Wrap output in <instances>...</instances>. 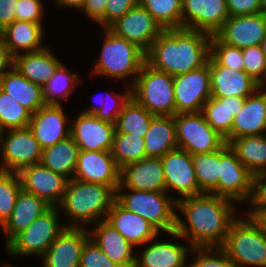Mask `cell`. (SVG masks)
<instances>
[{
  "mask_svg": "<svg viewBox=\"0 0 266 267\" xmlns=\"http://www.w3.org/2000/svg\"><path fill=\"white\" fill-rule=\"evenodd\" d=\"M31 113L0 88V124L3 130L29 126Z\"/></svg>",
  "mask_w": 266,
  "mask_h": 267,
  "instance_id": "41",
  "label": "cell"
},
{
  "mask_svg": "<svg viewBox=\"0 0 266 267\" xmlns=\"http://www.w3.org/2000/svg\"><path fill=\"white\" fill-rule=\"evenodd\" d=\"M125 188L167 193L161 158L145 157L120 168V184L116 191Z\"/></svg>",
  "mask_w": 266,
  "mask_h": 267,
  "instance_id": "18",
  "label": "cell"
},
{
  "mask_svg": "<svg viewBox=\"0 0 266 267\" xmlns=\"http://www.w3.org/2000/svg\"><path fill=\"white\" fill-rule=\"evenodd\" d=\"M233 200L211 193L178 198L177 210L188 220L186 225L177 215L176 229L169 233L177 238L188 239L191 248L221 247L234 217Z\"/></svg>",
  "mask_w": 266,
  "mask_h": 267,
  "instance_id": "1",
  "label": "cell"
},
{
  "mask_svg": "<svg viewBox=\"0 0 266 267\" xmlns=\"http://www.w3.org/2000/svg\"><path fill=\"white\" fill-rule=\"evenodd\" d=\"M229 145L253 175L266 172V134L236 138Z\"/></svg>",
  "mask_w": 266,
  "mask_h": 267,
  "instance_id": "35",
  "label": "cell"
},
{
  "mask_svg": "<svg viewBox=\"0 0 266 267\" xmlns=\"http://www.w3.org/2000/svg\"><path fill=\"white\" fill-rule=\"evenodd\" d=\"M141 253L140 259L136 257L134 267H188L187 253L185 245L171 242H154Z\"/></svg>",
  "mask_w": 266,
  "mask_h": 267,
  "instance_id": "32",
  "label": "cell"
},
{
  "mask_svg": "<svg viewBox=\"0 0 266 267\" xmlns=\"http://www.w3.org/2000/svg\"><path fill=\"white\" fill-rule=\"evenodd\" d=\"M212 97L251 96L261 87L245 71H236L225 66H210Z\"/></svg>",
  "mask_w": 266,
  "mask_h": 267,
  "instance_id": "25",
  "label": "cell"
},
{
  "mask_svg": "<svg viewBox=\"0 0 266 267\" xmlns=\"http://www.w3.org/2000/svg\"><path fill=\"white\" fill-rule=\"evenodd\" d=\"M191 250L197 252L198 256L196 255V260L188 267H234L232 261L220 247L192 248Z\"/></svg>",
  "mask_w": 266,
  "mask_h": 267,
  "instance_id": "46",
  "label": "cell"
},
{
  "mask_svg": "<svg viewBox=\"0 0 266 267\" xmlns=\"http://www.w3.org/2000/svg\"><path fill=\"white\" fill-rule=\"evenodd\" d=\"M0 145L1 171L19 172L41 161L43 149L29 127L8 130L5 138L0 136Z\"/></svg>",
  "mask_w": 266,
  "mask_h": 267,
  "instance_id": "11",
  "label": "cell"
},
{
  "mask_svg": "<svg viewBox=\"0 0 266 267\" xmlns=\"http://www.w3.org/2000/svg\"><path fill=\"white\" fill-rule=\"evenodd\" d=\"M13 63L14 56L10 53L2 36L0 35V77L7 71L8 68L11 69L13 67Z\"/></svg>",
  "mask_w": 266,
  "mask_h": 267,
  "instance_id": "54",
  "label": "cell"
},
{
  "mask_svg": "<svg viewBox=\"0 0 266 267\" xmlns=\"http://www.w3.org/2000/svg\"><path fill=\"white\" fill-rule=\"evenodd\" d=\"M3 132H5V131L3 130V128H2V126H1V124H0V136H1V135L3 136V134H5V133H3Z\"/></svg>",
  "mask_w": 266,
  "mask_h": 267,
  "instance_id": "59",
  "label": "cell"
},
{
  "mask_svg": "<svg viewBox=\"0 0 266 267\" xmlns=\"http://www.w3.org/2000/svg\"><path fill=\"white\" fill-rule=\"evenodd\" d=\"M164 29L182 28V0H139Z\"/></svg>",
  "mask_w": 266,
  "mask_h": 267,
  "instance_id": "39",
  "label": "cell"
},
{
  "mask_svg": "<svg viewBox=\"0 0 266 267\" xmlns=\"http://www.w3.org/2000/svg\"><path fill=\"white\" fill-rule=\"evenodd\" d=\"M105 39L100 56L95 63L94 73L117 79L133 76L131 87L146 62L145 52L125 38L116 36L104 28Z\"/></svg>",
  "mask_w": 266,
  "mask_h": 267,
  "instance_id": "5",
  "label": "cell"
},
{
  "mask_svg": "<svg viewBox=\"0 0 266 267\" xmlns=\"http://www.w3.org/2000/svg\"><path fill=\"white\" fill-rule=\"evenodd\" d=\"M89 230L65 227L42 256L43 267H79L81 251L90 238Z\"/></svg>",
  "mask_w": 266,
  "mask_h": 267,
  "instance_id": "21",
  "label": "cell"
},
{
  "mask_svg": "<svg viewBox=\"0 0 266 267\" xmlns=\"http://www.w3.org/2000/svg\"><path fill=\"white\" fill-rule=\"evenodd\" d=\"M108 0H85L81 10L105 28V10Z\"/></svg>",
  "mask_w": 266,
  "mask_h": 267,
  "instance_id": "52",
  "label": "cell"
},
{
  "mask_svg": "<svg viewBox=\"0 0 266 267\" xmlns=\"http://www.w3.org/2000/svg\"><path fill=\"white\" fill-rule=\"evenodd\" d=\"M18 0H0V31L16 20Z\"/></svg>",
  "mask_w": 266,
  "mask_h": 267,
  "instance_id": "53",
  "label": "cell"
},
{
  "mask_svg": "<svg viewBox=\"0 0 266 267\" xmlns=\"http://www.w3.org/2000/svg\"><path fill=\"white\" fill-rule=\"evenodd\" d=\"M138 4L139 0H108L105 10V28H108L118 18Z\"/></svg>",
  "mask_w": 266,
  "mask_h": 267,
  "instance_id": "50",
  "label": "cell"
},
{
  "mask_svg": "<svg viewBox=\"0 0 266 267\" xmlns=\"http://www.w3.org/2000/svg\"><path fill=\"white\" fill-rule=\"evenodd\" d=\"M265 88L261 86L251 96L245 98L240 112L234 117L230 142L243 136L262 135L266 132Z\"/></svg>",
  "mask_w": 266,
  "mask_h": 267,
  "instance_id": "23",
  "label": "cell"
},
{
  "mask_svg": "<svg viewBox=\"0 0 266 267\" xmlns=\"http://www.w3.org/2000/svg\"><path fill=\"white\" fill-rule=\"evenodd\" d=\"M254 209H249L246 216L255 217L260 211L266 210V172L253 175L252 192L247 201Z\"/></svg>",
  "mask_w": 266,
  "mask_h": 267,
  "instance_id": "48",
  "label": "cell"
},
{
  "mask_svg": "<svg viewBox=\"0 0 266 267\" xmlns=\"http://www.w3.org/2000/svg\"><path fill=\"white\" fill-rule=\"evenodd\" d=\"M3 267H12V266H11V265H6V264H5V266H3Z\"/></svg>",
  "mask_w": 266,
  "mask_h": 267,
  "instance_id": "60",
  "label": "cell"
},
{
  "mask_svg": "<svg viewBox=\"0 0 266 267\" xmlns=\"http://www.w3.org/2000/svg\"><path fill=\"white\" fill-rule=\"evenodd\" d=\"M155 115L131 97L124 105L115 123V133L145 137Z\"/></svg>",
  "mask_w": 266,
  "mask_h": 267,
  "instance_id": "36",
  "label": "cell"
},
{
  "mask_svg": "<svg viewBox=\"0 0 266 267\" xmlns=\"http://www.w3.org/2000/svg\"><path fill=\"white\" fill-rule=\"evenodd\" d=\"M70 127V136L79 150L111 151L115 124L101 120L93 114L81 112Z\"/></svg>",
  "mask_w": 266,
  "mask_h": 267,
  "instance_id": "20",
  "label": "cell"
},
{
  "mask_svg": "<svg viewBox=\"0 0 266 267\" xmlns=\"http://www.w3.org/2000/svg\"><path fill=\"white\" fill-rule=\"evenodd\" d=\"M67 118L61 104H45L31 114L28 127L44 149L70 136V127H65Z\"/></svg>",
  "mask_w": 266,
  "mask_h": 267,
  "instance_id": "22",
  "label": "cell"
},
{
  "mask_svg": "<svg viewBox=\"0 0 266 267\" xmlns=\"http://www.w3.org/2000/svg\"><path fill=\"white\" fill-rule=\"evenodd\" d=\"M0 88L31 114L46 104L42 87L26 79L14 67L0 77Z\"/></svg>",
  "mask_w": 266,
  "mask_h": 267,
  "instance_id": "30",
  "label": "cell"
},
{
  "mask_svg": "<svg viewBox=\"0 0 266 267\" xmlns=\"http://www.w3.org/2000/svg\"><path fill=\"white\" fill-rule=\"evenodd\" d=\"M22 189L58 207L63 199L68 179L41 163L22 168L19 172Z\"/></svg>",
  "mask_w": 266,
  "mask_h": 267,
  "instance_id": "14",
  "label": "cell"
},
{
  "mask_svg": "<svg viewBox=\"0 0 266 267\" xmlns=\"http://www.w3.org/2000/svg\"><path fill=\"white\" fill-rule=\"evenodd\" d=\"M50 207L43 199L21 189L11 217L2 226L7 235L6 245Z\"/></svg>",
  "mask_w": 266,
  "mask_h": 267,
  "instance_id": "27",
  "label": "cell"
},
{
  "mask_svg": "<svg viewBox=\"0 0 266 267\" xmlns=\"http://www.w3.org/2000/svg\"><path fill=\"white\" fill-rule=\"evenodd\" d=\"M228 18L226 0H182V28L213 36Z\"/></svg>",
  "mask_w": 266,
  "mask_h": 267,
  "instance_id": "15",
  "label": "cell"
},
{
  "mask_svg": "<svg viewBox=\"0 0 266 267\" xmlns=\"http://www.w3.org/2000/svg\"><path fill=\"white\" fill-rule=\"evenodd\" d=\"M220 248L234 267H266V234L253 217H236Z\"/></svg>",
  "mask_w": 266,
  "mask_h": 267,
  "instance_id": "4",
  "label": "cell"
},
{
  "mask_svg": "<svg viewBox=\"0 0 266 267\" xmlns=\"http://www.w3.org/2000/svg\"><path fill=\"white\" fill-rule=\"evenodd\" d=\"M43 33L41 24L19 20H15L0 31L4 43L13 56L20 52H34L43 49L44 46L41 44Z\"/></svg>",
  "mask_w": 266,
  "mask_h": 267,
  "instance_id": "31",
  "label": "cell"
},
{
  "mask_svg": "<svg viewBox=\"0 0 266 267\" xmlns=\"http://www.w3.org/2000/svg\"><path fill=\"white\" fill-rule=\"evenodd\" d=\"M40 0H18L16 8V20L27 21L41 24L43 26L42 17L43 5Z\"/></svg>",
  "mask_w": 266,
  "mask_h": 267,
  "instance_id": "49",
  "label": "cell"
},
{
  "mask_svg": "<svg viewBox=\"0 0 266 267\" xmlns=\"http://www.w3.org/2000/svg\"><path fill=\"white\" fill-rule=\"evenodd\" d=\"M73 179L82 182L99 183L109 187L120 184V168L111 151L80 150Z\"/></svg>",
  "mask_w": 266,
  "mask_h": 267,
  "instance_id": "19",
  "label": "cell"
},
{
  "mask_svg": "<svg viewBox=\"0 0 266 267\" xmlns=\"http://www.w3.org/2000/svg\"><path fill=\"white\" fill-rule=\"evenodd\" d=\"M116 190L117 187L99 183L82 182L73 178L69 180L58 206L71 219L68 224H64L65 227H82V223L92 224L94 221L96 225V222L105 220L116 201Z\"/></svg>",
  "mask_w": 266,
  "mask_h": 267,
  "instance_id": "3",
  "label": "cell"
},
{
  "mask_svg": "<svg viewBox=\"0 0 266 267\" xmlns=\"http://www.w3.org/2000/svg\"><path fill=\"white\" fill-rule=\"evenodd\" d=\"M161 161L168 191H176L181 198L203 194L199 189L189 152L177 147L167 152Z\"/></svg>",
  "mask_w": 266,
  "mask_h": 267,
  "instance_id": "16",
  "label": "cell"
},
{
  "mask_svg": "<svg viewBox=\"0 0 266 267\" xmlns=\"http://www.w3.org/2000/svg\"><path fill=\"white\" fill-rule=\"evenodd\" d=\"M90 235L95 244L112 261L121 267H134L135 255H133V245H131L123 235L114 229L105 220L99 221L97 227Z\"/></svg>",
  "mask_w": 266,
  "mask_h": 267,
  "instance_id": "26",
  "label": "cell"
},
{
  "mask_svg": "<svg viewBox=\"0 0 266 267\" xmlns=\"http://www.w3.org/2000/svg\"><path fill=\"white\" fill-rule=\"evenodd\" d=\"M79 267H121L112 261L103 251L95 244L92 239H88L81 251Z\"/></svg>",
  "mask_w": 266,
  "mask_h": 267,
  "instance_id": "47",
  "label": "cell"
},
{
  "mask_svg": "<svg viewBox=\"0 0 266 267\" xmlns=\"http://www.w3.org/2000/svg\"><path fill=\"white\" fill-rule=\"evenodd\" d=\"M229 16L261 13V0H226Z\"/></svg>",
  "mask_w": 266,
  "mask_h": 267,
  "instance_id": "51",
  "label": "cell"
},
{
  "mask_svg": "<svg viewBox=\"0 0 266 267\" xmlns=\"http://www.w3.org/2000/svg\"><path fill=\"white\" fill-rule=\"evenodd\" d=\"M22 189L18 172L0 170V225L11 217L19 192Z\"/></svg>",
  "mask_w": 266,
  "mask_h": 267,
  "instance_id": "42",
  "label": "cell"
},
{
  "mask_svg": "<svg viewBox=\"0 0 266 267\" xmlns=\"http://www.w3.org/2000/svg\"><path fill=\"white\" fill-rule=\"evenodd\" d=\"M77 80V74H71L66 66L61 64L42 88L45 103L58 105L60 99L67 100L76 87Z\"/></svg>",
  "mask_w": 266,
  "mask_h": 267,
  "instance_id": "40",
  "label": "cell"
},
{
  "mask_svg": "<svg viewBox=\"0 0 266 267\" xmlns=\"http://www.w3.org/2000/svg\"><path fill=\"white\" fill-rule=\"evenodd\" d=\"M105 221L120 232L134 247L148 244L154 240L159 231L138 214L127 211L115 201L108 211Z\"/></svg>",
  "mask_w": 266,
  "mask_h": 267,
  "instance_id": "24",
  "label": "cell"
},
{
  "mask_svg": "<svg viewBox=\"0 0 266 267\" xmlns=\"http://www.w3.org/2000/svg\"><path fill=\"white\" fill-rule=\"evenodd\" d=\"M209 66H225L244 71L242 49L222 43L215 35L211 36Z\"/></svg>",
  "mask_w": 266,
  "mask_h": 267,
  "instance_id": "43",
  "label": "cell"
},
{
  "mask_svg": "<svg viewBox=\"0 0 266 267\" xmlns=\"http://www.w3.org/2000/svg\"><path fill=\"white\" fill-rule=\"evenodd\" d=\"M254 218L262 226L264 233L266 234V210L260 211Z\"/></svg>",
  "mask_w": 266,
  "mask_h": 267,
  "instance_id": "56",
  "label": "cell"
},
{
  "mask_svg": "<svg viewBox=\"0 0 266 267\" xmlns=\"http://www.w3.org/2000/svg\"><path fill=\"white\" fill-rule=\"evenodd\" d=\"M122 194L116 191V201L127 211L146 219L159 232L171 233L176 229L178 198L166 196L165 192L137 191Z\"/></svg>",
  "mask_w": 266,
  "mask_h": 267,
  "instance_id": "6",
  "label": "cell"
},
{
  "mask_svg": "<svg viewBox=\"0 0 266 267\" xmlns=\"http://www.w3.org/2000/svg\"><path fill=\"white\" fill-rule=\"evenodd\" d=\"M132 97L155 116L176 114L173 76L152 68L146 62L132 86Z\"/></svg>",
  "mask_w": 266,
  "mask_h": 267,
  "instance_id": "7",
  "label": "cell"
},
{
  "mask_svg": "<svg viewBox=\"0 0 266 267\" xmlns=\"http://www.w3.org/2000/svg\"><path fill=\"white\" fill-rule=\"evenodd\" d=\"M108 29L116 36L134 43L145 53L164 31L140 3L118 18Z\"/></svg>",
  "mask_w": 266,
  "mask_h": 267,
  "instance_id": "13",
  "label": "cell"
},
{
  "mask_svg": "<svg viewBox=\"0 0 266 267\" xmlns=\"http://www.w3.org/2000/svg\"><path fill=\"white\" fill-rule=\"evenodd\" d=\"M85 0H56V3L59 6H69L70 8H78L81 9Z\"/></svg>",
  "mask_w": 266,
  "mask_h": 267,
  "instance_id": "55",
  "label": "cell"
},
{
  "mask_svg": "<svg viewBox=\"0 0 266 267\" xmlns=\"http://www.w3.org/2000/svg\"><path fill=\"white\" fill-rule=\"evenodd\" d=\"M125 93L126 94H123V95H120V94H115L114 95L113 93H110V96H108V93H107L106 97H108L110 100H111V98H113L114 100L116 99L115 107L114 106H113L114 108L111 107L112 109L110 108V110L107 108L108 106H106L108 102L106 103L103 100V103H101L99 105L97 103V106H94V107H91V108L87 107V109H85L83 111V113L93 114V115H95L97 118H99L101 120H105V121H108V122H111V123L115 124L116 120H117V117L121 113L124 105L132 97V88H130L129 90L127 88V91Z\"/></svg>",
  "mask_w": 266,
  "mask_h": 267,
  "instance_id": "45",
  "label": "cell"
},
{
  "mask_svg": "<svg viewBox=\"0 0 266 267\" xmlns=\"http://www.w3.org/2000/svg\"><path fill=\"white\" fill-rule=\"evenodd\" d=\"M176 114L199 113L211 97L208 62L197 69L173 77Z\"/></svg>",
  "mask_w": 266,
  "mask_h": 267,
  "instance_id": "10",
  "label": "cell"
},
{
  "mask_svg": "<svg viewBox=\"0 0 266 267\" xmlns=\"http://www.w3.org/2000/svg\"><path fill=\"white\" fill-rule=\"evenodd\" d=\"M245 98L210 97L204 104L201 113L207 123L230 143V132L234 117L240 112Z\"/></svg>",
  "mask_w": 266,
  "mask_h": 267,
  "instance_id": "29",
  "label": "cell"
},
{
  "mask_svg": "<svg viewBox=\"0 0 266 267\" xmlns=\"http://www.w3.org/2000/svg\"><path fill=\"white\" fill-rule=\"evenodd\" d=\"M178 148L191 155L214 152L221 149L226 140L216 132L199 113H179L174 115Z\"/></svg>",
  "mask_w": 266,
  "mask_h": 267,
  "instance_id": "9",
  "label": "cell"
},
{
  "mask_svg": "<svg viewBox=\"0 0 266 267\" xmlns=\"http://www.w3.org/2000/svg\"><path fill=\"white\" fill-rule=\"evenodd\" d=\"M111 155L119 168L145 158L144 137L135 134L115 133Z\"/></svg>",
  "mask_w": 266,
  "mask_h": 267,
  "instance_id": "38",
  "label": "cell"
},
{
  "mask_svg": "<svg viewBox=\"0 0 266 267\" xmlns=\"http://www.w3.org/2000/svg\"><path fill=\"white\" fill-rule=\"evenodd\" d=\"M211 35L187 28L164 30L145 53L146 63L171 76L204 66L210 57Z\"/></svg>",
  "mask_w": 266,
  "mask_h": 267,
  "instance_id": "2",
  "label": "cell"
},
{
  "mask_svg": "<svg viewBox=\"0 0 266 267\" xmlns=\"http://www.w3.org/2000/svg\"><path fill=\"white\" fill-rule=\"evenodd\" d=\"M261 13L266 16V0H261Z\"/></svg>",
  "mask_w": 266,
  "mask_h": 267,
  "instance_id": "57",
  "label": "cell"
},
{
  "mask_svg": "<svg viewBox=\"0 0 266 267\" xmlns=\"http://www.w3.org/2000/svg\"><path fill=\"white\" fill-rule=\"evenodd\" d=\"M144 139L146 157L162 158L177 148L174 116H154Z\"/></svg>",
  "mask_w": 266,
  "mask_h": 267,
  "instance_id": "33",
  "label": "cell"
},
{
  "mask_svg": "<svg viewBox=\"0 0 266 267\" xmlns=\"http://www.w3.org/2000/svg\"><path fill=\"white\" fill-rule=\"evenodd\" d=\"M79 151L78 145L69 136L53 146L44 148L40 163L71 180L76 168Z\"/></svg>",
  "mask_w": 266,
  "mask_h": 267,
  "instance_id": "34",
  "label": "cell"
},
{
  "mask_svg": "<svg viewBox=\"0 0 266 267\" xmlns=\"http://www.w3.org/2000/svg\"><path fill=\"white\" fill-rule=\"evenodd\" d=\"M260 46L262 48V51L266 55V36H265L264 40L262 41V43L260 44Z\"/></svg>",
  "mask_w": 266,
  "mask_h": 267,
  "instance_id": "58",
  "label": "cell"
},
{
  "mask_svg": "<svg viewBox=\"0 0 266 267\" xmlns=\"http://www.w3.org/2000/svg\"><path fill=\"white\" fill-rule=\"evenodd\" d=\"M253 174L238 159L235 151L226 143L220 149V175L218 196L233 201H248L252 192Z\"/></svg>",
  "mask_w": 266,
  "mask_h": 267,
  "instance_id": "12",
  "label": "cell"
},
{
  "mask_svg": "<svg viewBox=\"0 0 266 267\" xmlns=\"http://www.w3.org/2000/svg\"><path fill=\"white\" fill-rule=\"evenodd\" d=\"M62 64L46 47L14 56L13 67L26 79L43 88Z\"/></svg>",
  "mask_w": 266,
  "mask_h": 267,
  "instance_id": "28",
  "label": "cell"
},
{
  "mask_svg": "<svg viewBox=\"0 0 266 267\" xmlns=\"http://www.w3.org/2000/svg\"><path fill=\"white\" fill-rule=\"evenodd\" d=\"M215 36L222 43L241 49L260 45L266 36V16L262 13L229 16Z\"/></svg>",
  "mask_w": 266,
  "mask_h": 267,
  "instance_id": "17",
  "label": "cell"
},
{
  "mask_svg": "<svg viewBox=\"0 0 266 267\" xmlns=\"http://www.w3.org/2000/svg\"><path fill=\"white\" fill-rule=\"evenodd\" d=\"M244 71L260 86L266 84V55L260 45L242 49Z\"/></svg>",
  "mask_w": 266,
  "mask_h": 267,
  "instance_id": "44",
  "label": "cell"
},
{
  "mask_svg": "<svg viewBox=\"0 0 266 267\" xmlns=\"http://www.w3.org/2000/svg\"><path fill=\"white\" fill-rule=\"evenodd\" d=\"M58 207H50L32 222L24 231L17 234L7 245L9 254L43 256L58 234L65 228L58 218Z\"/></svg>",
  "mask_w": 266,
  "mask_h": 267,
  "instance_id": "8",
  "label": "cell"
},
{
  "mask_svg": "<svg viewBox=\"0 0 266 267\" xmlns=\"http://www.w3.org/2000/svg\"><path fill=\"white\" fill-rule=\"evenodd\" d=\"M192 162L199 189L218 196L220 175V149L192 155Z\"/></svg>",
  "mask_w": 266,
  "mask_h": 267,
  "instance_id": "37",
  "label": "cell"
}]
</instances>
